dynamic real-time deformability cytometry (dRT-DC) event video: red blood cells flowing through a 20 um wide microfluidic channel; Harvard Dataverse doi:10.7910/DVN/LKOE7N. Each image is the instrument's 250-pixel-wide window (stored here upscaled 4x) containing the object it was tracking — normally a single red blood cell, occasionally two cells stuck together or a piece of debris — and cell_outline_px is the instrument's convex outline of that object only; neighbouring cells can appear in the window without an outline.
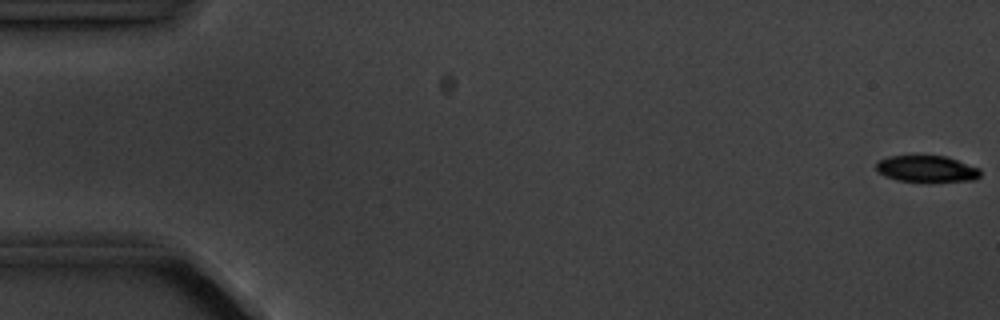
{"species": "common noctule bat (a hibernating species)", "species_latin": "Nyctalus noctula", "temperature_condition": "cold", "stored_images_in_passage": 7, "camera_frame_rate_fps": 3000, "um_per_image_px": 0.085, "animal": {"sex": "male", "body_mass_g": 20.1, "forearm_length_mm": 53.5}, "frame": {"image": 1, "passage_image": 1, "time_ms": 0.0, "image_size_px": [1000, 320], "cell_outline_px": [[980, 176], [976, 180], [896, 180], [884, 176], [876, 168], [876, 164], [880, 160], [888, 156], [948, 156], [980, 168]], "centroid_in_image_um": [78.79, 14.32], "position_along_channel_um": 6.2, "area_um2": 15.66}}